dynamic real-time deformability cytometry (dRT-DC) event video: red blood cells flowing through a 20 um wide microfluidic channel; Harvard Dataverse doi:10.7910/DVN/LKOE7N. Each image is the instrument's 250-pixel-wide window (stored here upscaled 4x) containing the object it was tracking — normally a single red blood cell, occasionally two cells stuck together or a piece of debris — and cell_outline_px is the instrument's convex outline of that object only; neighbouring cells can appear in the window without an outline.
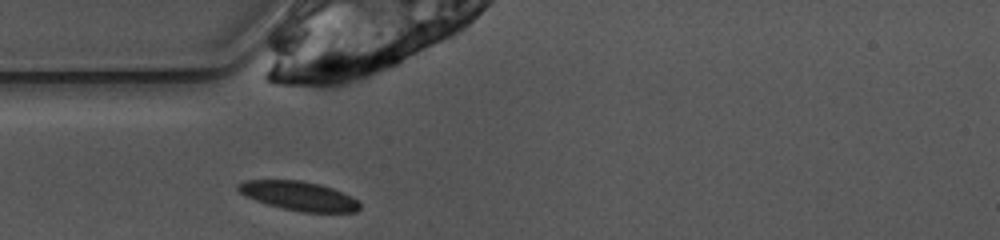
{"species": "common noctule bat (a hibernating species)", "species_latin": "Nyctalus noctula", "temperature_condition": "warm", "stored_images_in_passage": 28, "camera_frame_rate_fps": 3000, "um_per_image_px": 0.085, "animal": {"sex": "female", "body_mass_g": 10.0, "forearm_length_mm": 53.1}, "frame": {"image": 1, "passage_image": 1, "time_ms": 0.0, "image_size_px": [1000, 240], "cell_outline_px": [[360, 208], [356, 212], [304, 212], [284, 208], [268, 204], [244, 196], [236, 188], [236, 184], [244, 180], [300, 180], [320, 184], [332, 188], [352, 196], [360, 200]], "centroid_in_image_um": [25.42, 16.64], "position_along_channel_um": 59.6, "area_um2": 20.69}}
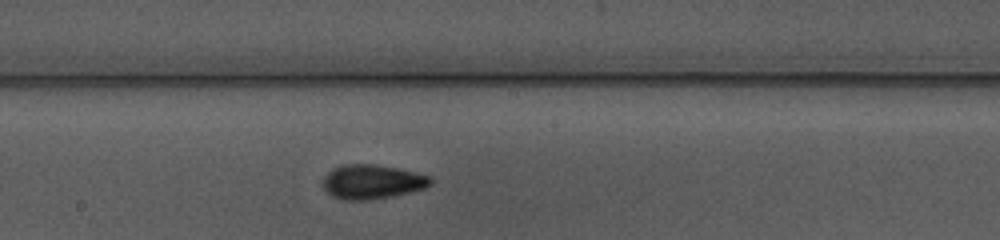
{"frame": {"image": 2, "passage_image": 13, "time_ms": 4.0, "image_size_px": [1000, 240], "cell_outline_px": [[432, 184], [428, 188], [368, 200], [340, 200], [332, 196], [324, 188], [324, 176], [332, 168], [344, 164], [372, 164], [400, 168], [416, 172], [428, 176], [432, 180]], "centroid_in_image_um": [31.63, 15.44], "position_along_channel_um": 216.6, "area_um2": 21.5}}
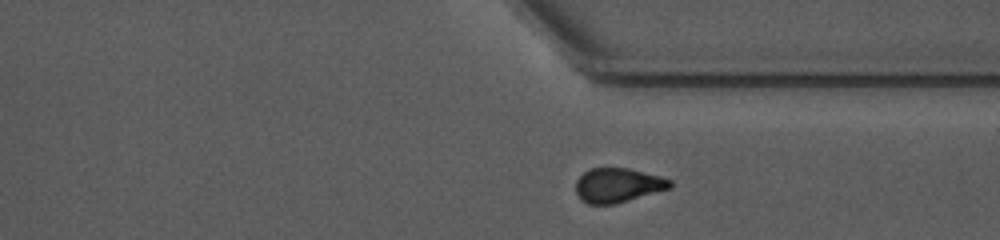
{"frame": {"image": 3, "passage_image": 24, "time_ms": 7.667, "image_size_px": [1000, 240], "cell_outline_px": [[672, 188], [616, 204], [588, 204], [580, 200], [576, 192], [576, 180], [588, 168], [628, 168], [660, 176], [672, 180]], "centroid_in_image_um": [52.52, 15.75], "position_along_channel_um": 358.9, "area_um2": 19.07}, "authors_computed_cell_mechanics": {"area_um2": 20.6635, "velocity_mm_per_s": 3.8908, "shape_relaxation_time_tau1_ms": 4.0842, "shape_relaxation_time_tau2_ms": 3.6404, "deformation_change_tau1": 0.1379, "deformation_change_tau2": 0.095}}